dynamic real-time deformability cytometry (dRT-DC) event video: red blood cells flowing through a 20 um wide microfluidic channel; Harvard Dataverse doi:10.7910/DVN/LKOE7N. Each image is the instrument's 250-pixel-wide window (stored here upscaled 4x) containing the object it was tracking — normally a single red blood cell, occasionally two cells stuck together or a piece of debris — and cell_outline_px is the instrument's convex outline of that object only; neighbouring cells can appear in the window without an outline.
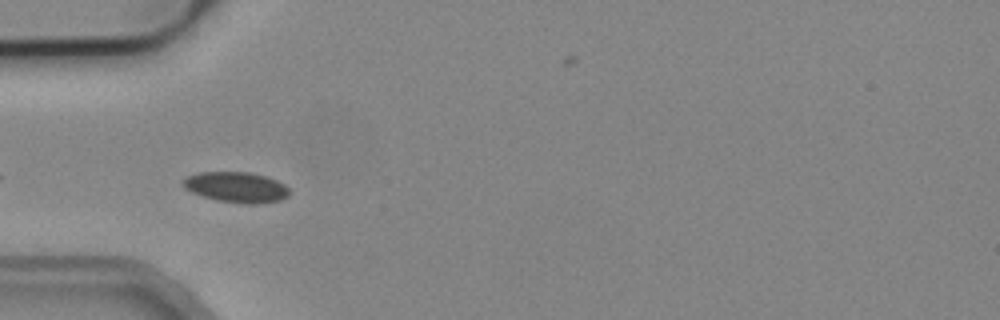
{"species": "common noctule bat (a hibernating species)", "species_latin": "Nyctalus noctula", "temperature_condition": "cold", "stored_images_in_passage": 7, "camera_frame_rate_fps": 3000, "um_per_image_px": 0.085, "animal": {"sex": "male", "body_mass_g": 19.2, "forearm_length_mm": 51.8}, "frame": {"image": 1, "passage_image": 5, "time_ms": 1.333, "image_size_px": [1000, 320], "cell_outline_px": [[292, 192], [288, 196], [280, 200], [256, 204], [244, 204], [216, 200], [192, 192], [184, 188], [184, 180], [188, 176], [200, 172], [248, 172], [264, 176], [276, 180], [284, 184]], "centroid_in_image_um": [20.13, 15.92], "position_along_channel_um": 64.9, "area_um2": 18.79}}